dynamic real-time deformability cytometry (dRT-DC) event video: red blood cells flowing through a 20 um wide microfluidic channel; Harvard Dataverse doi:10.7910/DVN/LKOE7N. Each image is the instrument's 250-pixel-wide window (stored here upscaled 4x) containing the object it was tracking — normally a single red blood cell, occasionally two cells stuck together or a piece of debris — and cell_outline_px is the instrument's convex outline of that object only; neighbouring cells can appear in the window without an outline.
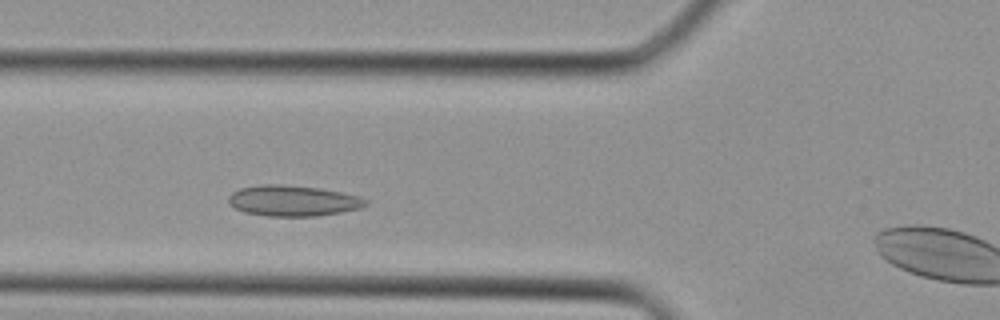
{"species": "Egyptian fruit bat (a non-hibernating species)", "species_latin": "Rousettus aegyptiacus", "temperature_condition": "cold", "stored_images_in_passage": 30, "camera_frame_rate_fps": 3000, "um_per_image_px": 0.085, "animal": {"sex": "female"}, "frame": {"image": 1, "passage_image": 6, "time_ms": 1.667, "image_size_px": [1000, 320], "cell_outline_px": [[368, 204], [360, 208], [340, 212], [316, 216], [268, 216], [244, 212], [236, 208], [228, 200], [228, 196], [232, 192], [240, 188], [264, 184], [276, 184], [320, 188], [340, 192], [356, 196], [368, 200]], "centroid_in_image_um": [24.89, 17.06], "position_along_channel_um": 100.9, "area_um2": 24.33}}
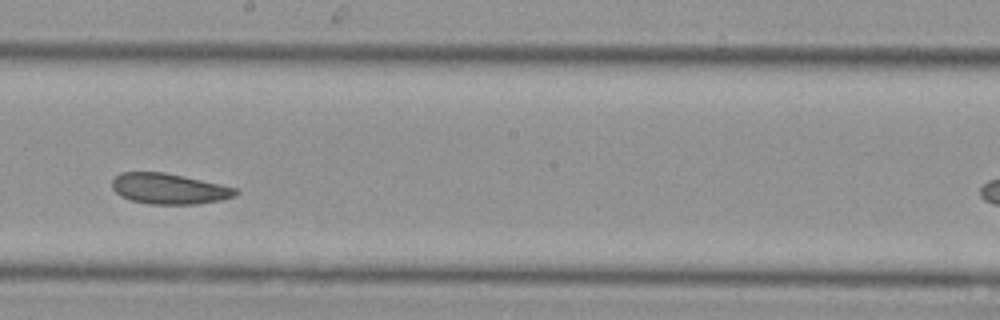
{"frame": {"image": 2, "passage_image": 14, "time_ms": 4.333, "image_size_px": [1000, 320], "cell_outline_px": [[240, 192], [236, 196], [220, 200], [196, 204], [148, 204], [132, 200], [120, 196], [112, 188], [112, 180], [120, 172], [164, 172], [220, 184], [236, 188]], "centroid_in_image_um": [14.36, 16.04], "position_along_channel_um": 233.8, "area_um2": 22.02}}
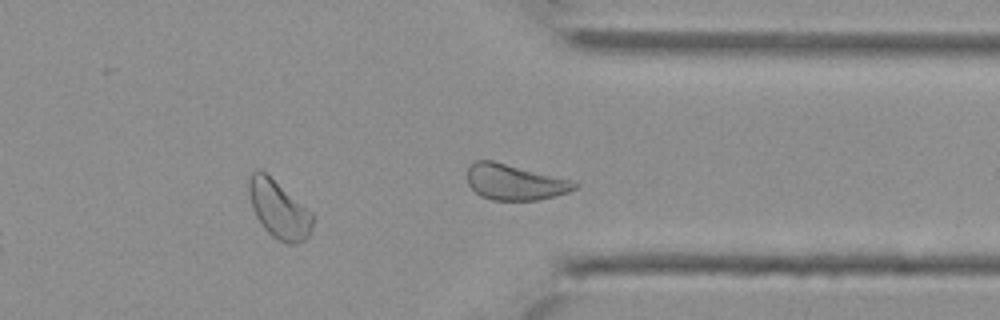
{"frame": {"image": 3, "passage_image": 22, "time_ms": 7.0, "image_size_px": [1000, 320], "cell_outline_px": [[312, 228], [308, 236], [304, 240], [296, 244], [288, 244], [272, 236], [264, 228], [256, 216], [252, 208], [248, 192], [248, 180], [252, 172], [256, 168], [260, 168], [312, 212]], "centroid_in_image_um": [23.67, 17.78], "position_along_channel_um": 387.7, "area_um2": 21.33}}